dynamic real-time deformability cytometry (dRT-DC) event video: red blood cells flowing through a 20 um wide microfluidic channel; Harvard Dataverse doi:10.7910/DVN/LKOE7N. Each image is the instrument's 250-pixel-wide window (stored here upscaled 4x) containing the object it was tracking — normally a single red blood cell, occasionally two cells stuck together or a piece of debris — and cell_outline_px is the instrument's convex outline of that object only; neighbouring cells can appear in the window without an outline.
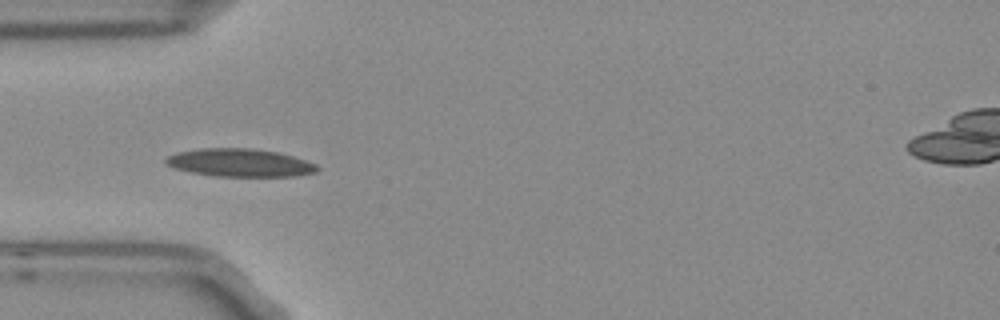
{"species": "Egyptian fruit bat (a non-hibernating species)", "species_latin": "Rousettus aegyptiacus", "temperature_condition": "room temperature", "stored_images_in_passage": 2, "camera_frame_rate_fps": 3000, "um_per_image_px": 0.085, "frame": {"image": 1, "passage_image": 2, "time_ms": 0.333, "image_size_px": [1000, 320], "cell_outline_px": [[320, 168], [316, 172], [296, 176], [216, 176], [192, 172], [176, 168], [168, 164], [164, 160], [168, 156], [176, 152], [200, 148], [252, 148], [280, 152], [316, 164]], "centroid_in_image_um": [20.41, 13.82], "position_along_channel_um": 64.6, "area_um2": 24.57}}